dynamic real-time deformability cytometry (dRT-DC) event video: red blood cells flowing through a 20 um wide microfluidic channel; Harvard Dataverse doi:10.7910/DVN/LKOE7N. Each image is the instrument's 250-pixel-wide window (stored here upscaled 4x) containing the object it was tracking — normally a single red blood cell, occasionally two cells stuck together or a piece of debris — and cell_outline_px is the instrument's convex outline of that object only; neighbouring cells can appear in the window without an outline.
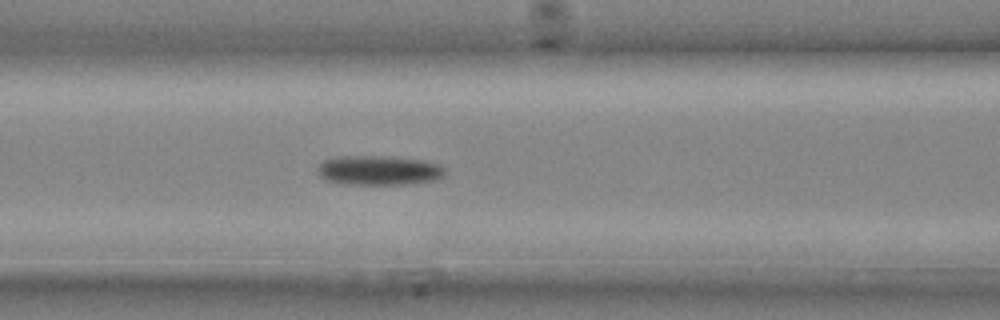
{"species": "common noctule bat (a hibernating species)", "species_latin": "Nyctalus noctula", "temperature_condition": "cold", "stored_images_in_passage": 9, "camera_frame_rate_fps": 3000, "um_per_image_px": 0.085, "animal": {"sex": "male", "body_mass_g": 20.4}, "frame": {"image": 1, "passage_image": 7, "time_ms": 2.0, "image_size_px": [1000, 320], "cell_outline_px": [[444, 172], [440, 176], [432, 180], [404, 184], [340, 184], [324, 180], [316, 172], [316, 168], [324, 160], [332, 156], [384, 156], [424, 160], [440, 164], [444, 168]], "centroid_in_image_um": [32.09, 14.47], "position_along_channel_um": 134.5, "area_um2": 22.02}}
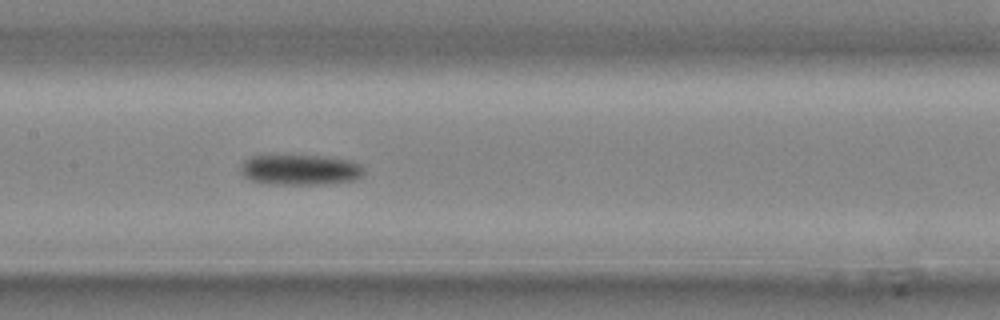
{"frame": {"image": 2, "passage_image": 9, "time_ms": 2.667, "image_size_px": [1000, 320], "cell_outline_px": [[364, 176], [352, 180], [328, 184], [276, 184], [252, 180], [244, 176], [240, 168], [244, 160], [252, 156], [324, 156], [352, 160], [360, 164], [364, 168]], "centroid_in_image_um": [25.58, 14.43], "position_along_channel_um": 181.8, "area_um2": 21.79}}